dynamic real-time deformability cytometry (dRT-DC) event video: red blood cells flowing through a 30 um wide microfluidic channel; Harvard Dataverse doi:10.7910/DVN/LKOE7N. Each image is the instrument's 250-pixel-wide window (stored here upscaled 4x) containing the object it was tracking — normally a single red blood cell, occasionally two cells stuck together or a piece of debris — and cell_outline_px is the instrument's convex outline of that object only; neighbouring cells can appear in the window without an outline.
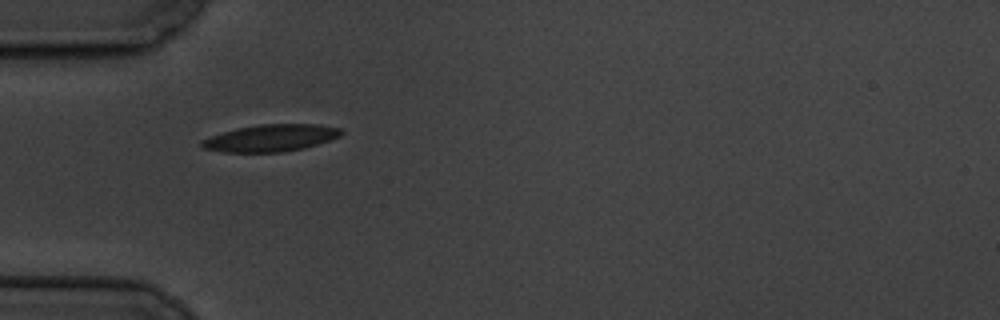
{"species": "common noctule bat (a hibernating species)", "species_latin": "Nyctalus noctula", "temperature_condition": "cold", "stored_images_in_passage": 2, "camera_frame_rate_fps": 3000, "um_per_image_px": 0.085, "animal": {"sex": "male", "body_mass_g": 19.5, "forearm_length_mm": 54.6}, "frame": {"image": 1, "passage_image": 1, "time_ms": 0.0, "image_size_px": [1000, 320], "cell_outline_px": [[344, 132], [340, 136], [304, 148], [284, 152], [220, 152], [204, 148], [200, 144], [200, 140], [236, 128], [260, 124], [320, 124], [340, 128]], "centroid_in_image_um": [23.02, 11.73], "position_along_channel_um": 62.0, "area_um2": 21.91}}
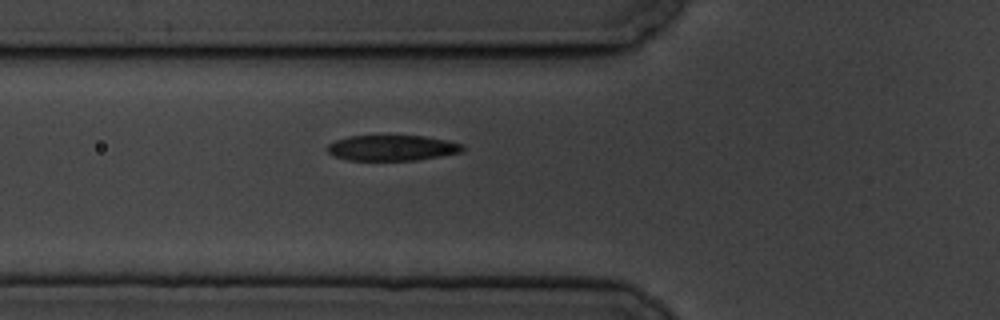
{"frame": {"image": 2, "passage_image": 2, "time_ms": 1.0, "image_size_px": [1000, 320], "cell_outline_px": [[464, 148], [460, 152], [440, 156], [416, 160], [348, 160], [336, 156], [328, 152], [324, 148], [328, 144], [336, 140], [348, 136], [424, 136], [448, 140], [464, 144]], "centroid_in_image_um": [33.32, 12.57], "position_along_channel_um": 92.5, "area_um2": 20.11}}